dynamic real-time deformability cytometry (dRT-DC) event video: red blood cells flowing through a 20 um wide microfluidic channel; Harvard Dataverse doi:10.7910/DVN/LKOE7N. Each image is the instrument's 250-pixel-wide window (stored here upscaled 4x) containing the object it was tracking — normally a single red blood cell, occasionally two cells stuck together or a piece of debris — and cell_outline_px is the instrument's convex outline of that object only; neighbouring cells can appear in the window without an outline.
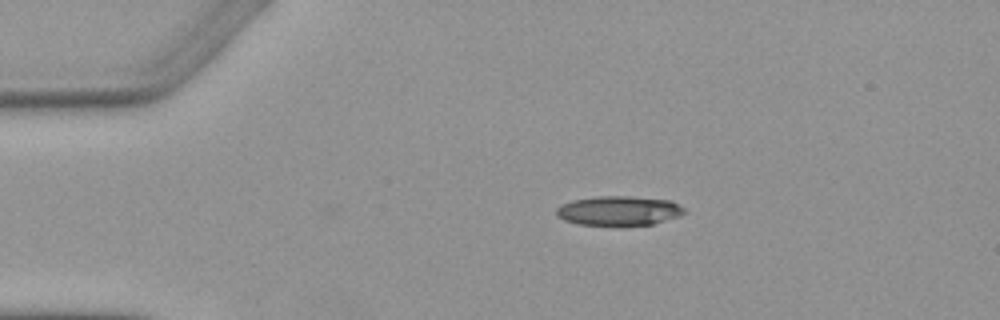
{"species": "Egyptian fruit bat (a non-hibernating species)", "species_latin": "Rousettus aegyptiacus", "temperature_condition": "warm", "stored_images_in_passage": 4, "camera_frame_rate_fps": 3000, "um_per_image_px": 0.085, "animal": {"sex": "female"}, "frame": {"image": 1, "passage_image": 1, "time_ms": 0.0, "image_size_px": [1000, 320], "cell_outline_px": [[688, 212], [680, 216], [652, 224], [620, 228], [616, 228], [576, 224], [564, 220], [556, 216], [556, 208], [560, 204], [572, 200], [596, 196], [632, 196], [672, 200], [684, 208]], "centroid_in_image_um": [52.59, 17.95], "position_along_channel_um": 32.4, "area_um2": 23.12}}
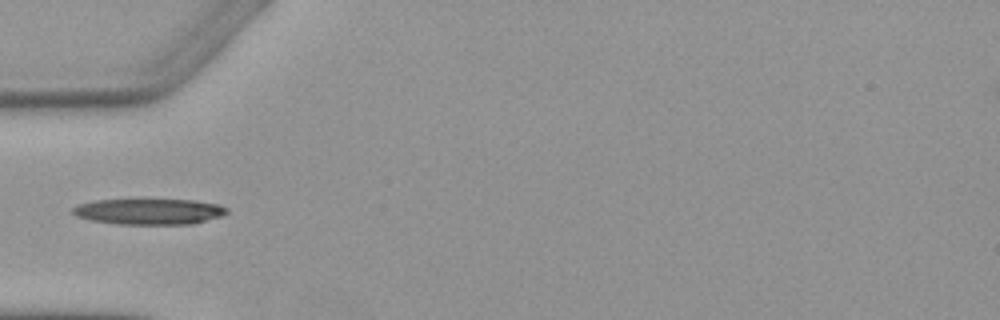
{"frame": {"image": 2, "passage_image": 3, "time_ms": 2.333, "image_size_px": [1000, 320], "cell_outline_px": [[228, 212], [220, 216], [192, 224], [116, 224], [92, 220], [76, 216], [72, 212], [72, 208], [80, 204], [96, 200], [192, 200], [220, 204], [228, 208]], "centroid_in_image_um": [12.69, 17.98], "position_along_channel_um": 72.3, "area_um2": 23.0}}